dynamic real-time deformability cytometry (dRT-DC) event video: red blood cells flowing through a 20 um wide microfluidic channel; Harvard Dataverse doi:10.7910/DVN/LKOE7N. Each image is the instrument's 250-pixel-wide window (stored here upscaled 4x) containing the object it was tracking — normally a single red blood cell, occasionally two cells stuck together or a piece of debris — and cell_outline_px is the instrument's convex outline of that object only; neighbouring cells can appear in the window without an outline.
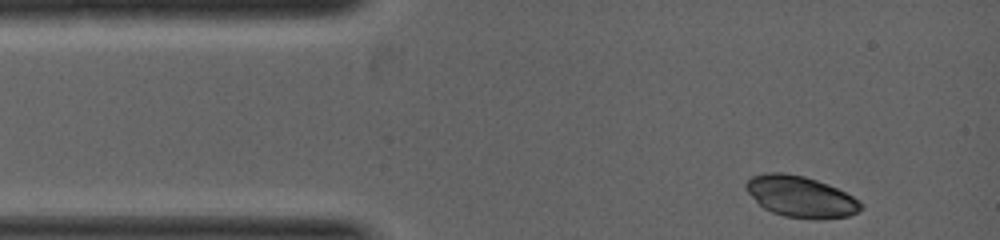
{"species": "common noctule bat (a hibernating species)", "species_latin": "Nyctalus noctula", "temperature_condition": "warm", "stored_images_in_passage": 4, "camera_frame_rate_fps": 5000, "um_per_image_px": 0.085, "animal": {"sex": "female", "body_mass_g": 19.0, "forearm_length_mm": 53.3}, "frame": {"image": 1, "passage_image": 1, "time_ms": 0.0, "image_size_px": [1000, 240], "cell_outline_px": [[860, 208], [856, 212], [848, 216], [816, 220], [784, 216], [772, 212], [764, 208], [748, 192], [744, 184], [752, 176], [772, 172], [780, 172], [804, 176], [816, 180], [836, 188], [852, 196], [860, 204]], "centroid_in_image_um": [68.02, 16.72], "position_along_channel_um": 17.0, "area_um2": 27.05}}